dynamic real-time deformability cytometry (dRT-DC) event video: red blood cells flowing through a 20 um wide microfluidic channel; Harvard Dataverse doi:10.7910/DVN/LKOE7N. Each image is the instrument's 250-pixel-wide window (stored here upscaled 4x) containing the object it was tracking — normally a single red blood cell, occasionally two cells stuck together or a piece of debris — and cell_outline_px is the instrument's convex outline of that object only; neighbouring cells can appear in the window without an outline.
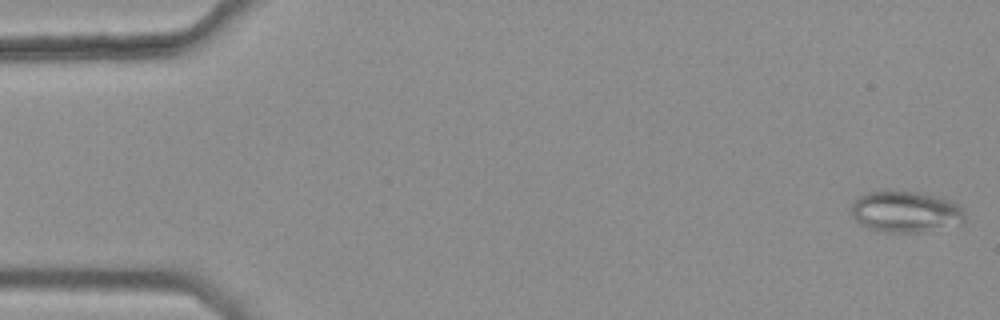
{"species": "common noctule bat (a hibernating species)", "species_latin": "Nyctalus noctula", "temperature_condition": "warm", "stored_images_in_passage": 5, "camera_frame_rate_fps": 3000, "um_per_image_px": 0.085, "animal": {"sex": "female", "body_mass_g": 25.1}, "frame": {"image": 1, "passage_image": 1, "time_ms": 0.0, "image_size_px": [1000, 320], "cell_outline_px": [[964, 224], [920, 232], [884, 232], [868, 228], [860, 224], [852, 216], [848, 208], [860, 196], [868, 192], [884, 188], [892, 188], [920, 192], [944, 196], [964, 208]], "centroid_in_image_um": [76.98, 17.95], "position_along_channel_um": 8.0, "area_um2": 28.5}}